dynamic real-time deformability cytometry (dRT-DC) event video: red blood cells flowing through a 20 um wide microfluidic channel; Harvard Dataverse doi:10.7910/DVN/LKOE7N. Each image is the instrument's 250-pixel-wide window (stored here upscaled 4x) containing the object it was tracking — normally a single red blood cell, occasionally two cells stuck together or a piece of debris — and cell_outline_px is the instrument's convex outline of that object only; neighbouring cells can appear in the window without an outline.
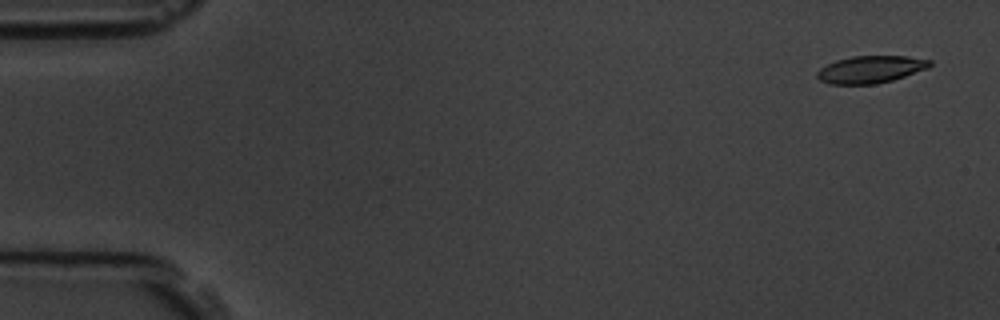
{"species": "common noctule bat (a hibernating species)", "species_latin": "Nyctalus noctula", "temperature_condition": "room temperature", "stored_images_in_passage": 5, "camera_frame_rate_fps": 3000, "um_per_image_px": 0.085, "animal": {"sex": "male", "body_mass_g": 19.5, "forearm_length_mm": 54.6}, "frame": {"image": 1, "passage_image": 1, "time_ms": 0.0, "image_size_px": [1000, 320], "cell_outline_px": [[932, 64], [928, 68], [892, 80], [876, 84], [828, 84], [820, 80], [816, 76], [816, 72], [820, 68], [836, 60], [852, 56], [908, 56], [932, 60]], "centroid_in_image_um": [73.99, 5.89], "position_along_channel_um": 11.0, "area_um2": 17.92}}
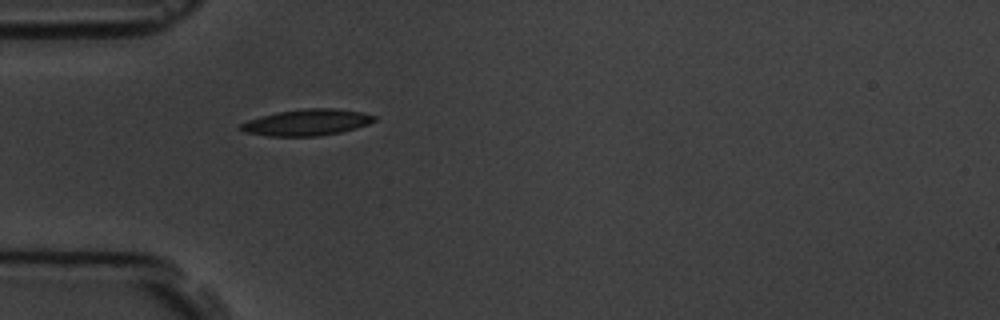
{"frame": {"image": 2, "passage_image": 5, "time_ms": 4.667, "image_size_px": [1000, 320], "cell_outline_px": [[376, 120], [368, 124], [356, 128], [340, 132], [316, 136], [268, 136], [244, 132], [236, 128], [240, 124], [248, 120], [260, 116], [300, 108], [336, 108], [364, 112], [376, 116]], "centroid_in_image_um": [26.08, 10.4], "position_along_channel_um": 58.9, "area_um2": 20.63}}